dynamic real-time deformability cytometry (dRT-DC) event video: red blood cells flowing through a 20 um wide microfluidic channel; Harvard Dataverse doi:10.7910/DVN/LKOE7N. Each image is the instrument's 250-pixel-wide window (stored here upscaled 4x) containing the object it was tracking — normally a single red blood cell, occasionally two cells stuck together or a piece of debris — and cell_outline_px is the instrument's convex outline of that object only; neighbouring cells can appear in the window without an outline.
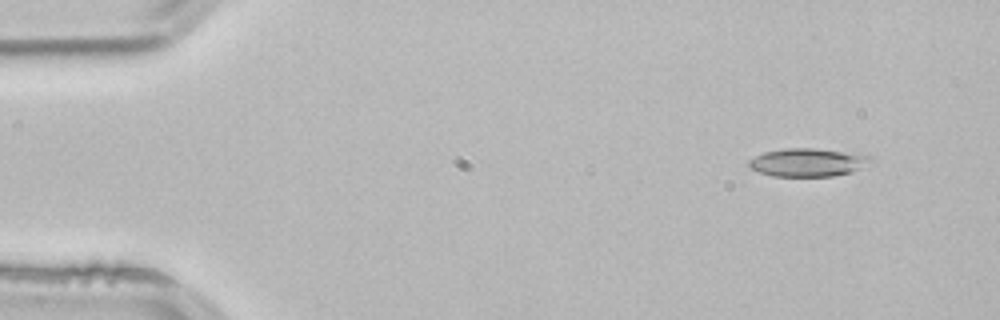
{"species": "common noctule bat (a hibernating species)", "species_latin": "Nyctalus noctula", "temperature_condition": "room temperature", "stored_images_in_passage": 3, "camera_frame_rate_fps": 3000, "um_per_image_px": 0.085, "animal": {"sex": "male", "body_mass_g": 21.5, "forearm_length_mm": 52.0}, "frame": {"image": 1, "passage_image": 1, "time_ms": 0.0, "image_size_px": [1000, 320], "cell_outline_px": [[876, 164], [848, 172], [832, 176], [772, 176], [748, 168], [748, 160], [764, 152], [788, 148], [816, 148], [872, 156], [876, 160]], "centroid_in_image_um": [68.72, 13.8], "position_along_channel_um": 16.3, "area_um2": 20.17}}